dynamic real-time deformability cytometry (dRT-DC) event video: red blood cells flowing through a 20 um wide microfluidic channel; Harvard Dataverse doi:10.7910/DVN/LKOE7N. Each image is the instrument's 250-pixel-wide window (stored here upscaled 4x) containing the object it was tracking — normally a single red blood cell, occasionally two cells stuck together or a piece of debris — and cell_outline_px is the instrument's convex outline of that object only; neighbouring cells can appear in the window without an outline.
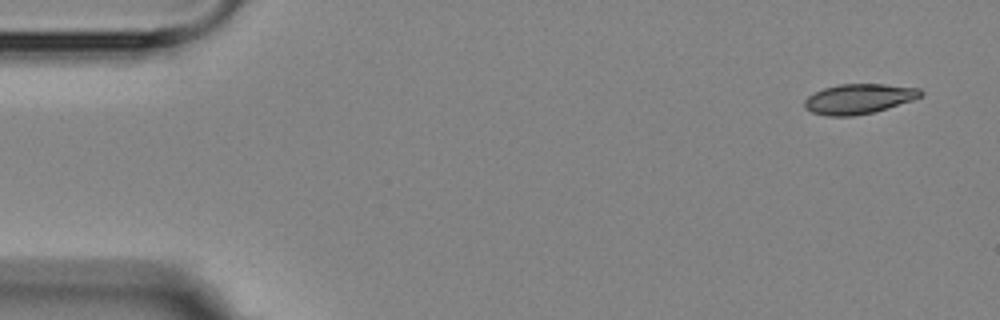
{"species": "Egyptian fruit bat (a non-hibernating species)", "species_latin": "Rousettus aegyptiacus", "temperature_condition": "room temperature", "stored_images_in_passage": 10, "camera_frame_rate_fps": 3000, "um_per_image_px": 0.085, "animal": {"sex": "female"}, "frame": {"image": 1, "passage_image": 1, "time_ms": 0.0, "image_size_px": [1000, 320], "cell_outline_px": [[924, 96], [912, 100], [872, 112], [852, 116], [828, 116], [812, 112], [804, 108], [804, 100], [808, 96], [824, 88], [840, 84], [884, 84], [920, 88], [924, 92]], "centroid_in_image_um": [73.01, 8.39], "position_along_channel_um": 12.0, "area_um2": 20.17}}
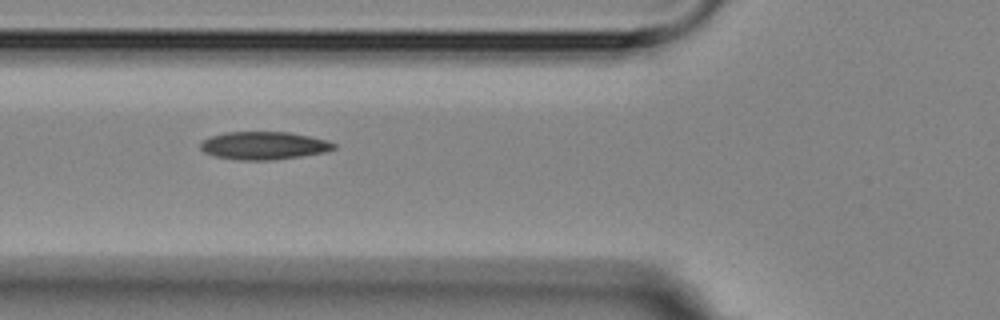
{"frame": {"image": 2, "passage_image": 6, "time_ms": 5.667, "image_size_px": [1000, 320], "cell_outline_px": [[336, 148], [328, 152], [300, 156], [268, 160], [240, 160], [216, 156], [204, 152], [200, 148], [200, 144], [208, 136], [228, 132], [288, 132], [328, 140], [336, 144]], "centroid_in_image_um": [22.44, 12.37], "position_along_channel_um": 103.4, "area_um2": 21.62}}
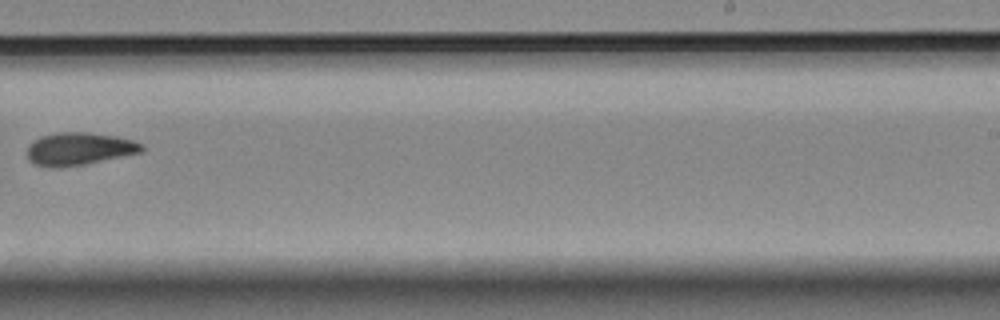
{"frame": {"image": 3, "passage_image": 10, "time_ms": 10.667, "image_size_px": [1000, 320], "cell_outline_px": [[144, 152], [84, 164], [60, 168], [52, 168], [36, 164], [28, 160], [28, 144], [40, 136], [60, 132], [88, 132], [116, 136], [132, 140], [144, 144]], "centroid_in_image_um": [6.74, 12.65], "position_along_channel_um": 282.3, "area_um2": 21.96}}